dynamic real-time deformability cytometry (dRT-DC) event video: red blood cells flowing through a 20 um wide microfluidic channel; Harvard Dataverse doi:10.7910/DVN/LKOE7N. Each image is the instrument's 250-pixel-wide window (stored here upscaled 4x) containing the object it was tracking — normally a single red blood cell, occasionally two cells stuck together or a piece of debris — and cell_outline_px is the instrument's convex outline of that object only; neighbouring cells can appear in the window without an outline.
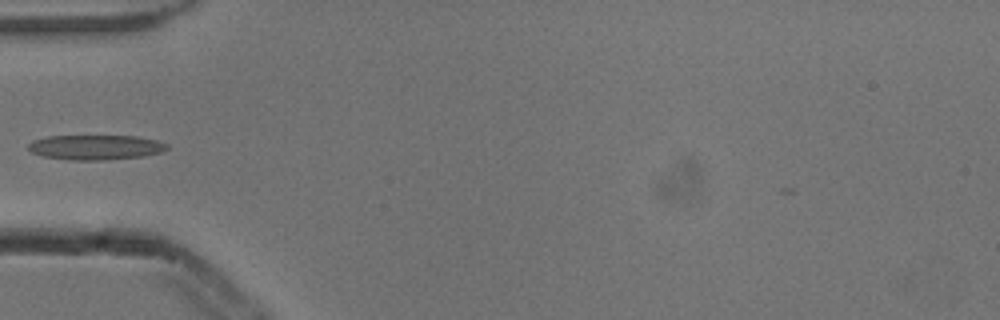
{"species": "common noctule bat (a hibernating species)", "species_latin": "Nyctalus noctula", "temperature_condition": "cold", "stored_images_in_passage": 1, "camera_frame_rate_fps": 3000, "um_per_image_px": 0.085, "animal": {"sex": "male", "body_mass_g": 13.3}, "frame": {"image": 1, "passage_image": 1, "time_ms": 0.0, "image_size_px": [1000, 320], "cell_outline_px": [[168, 148], [160, 152], [144, 156], [104, 160], [72, 160], [40, 156], [32, 152], [28, 148], [28, 144], [32, 140], [48, 136], [136, 136], [156, 140], [168, 144]], "centroid_in_image_um": [8.1, 12.52], "position_along_channel_um": 76.9, "area_um2": 20.11}}